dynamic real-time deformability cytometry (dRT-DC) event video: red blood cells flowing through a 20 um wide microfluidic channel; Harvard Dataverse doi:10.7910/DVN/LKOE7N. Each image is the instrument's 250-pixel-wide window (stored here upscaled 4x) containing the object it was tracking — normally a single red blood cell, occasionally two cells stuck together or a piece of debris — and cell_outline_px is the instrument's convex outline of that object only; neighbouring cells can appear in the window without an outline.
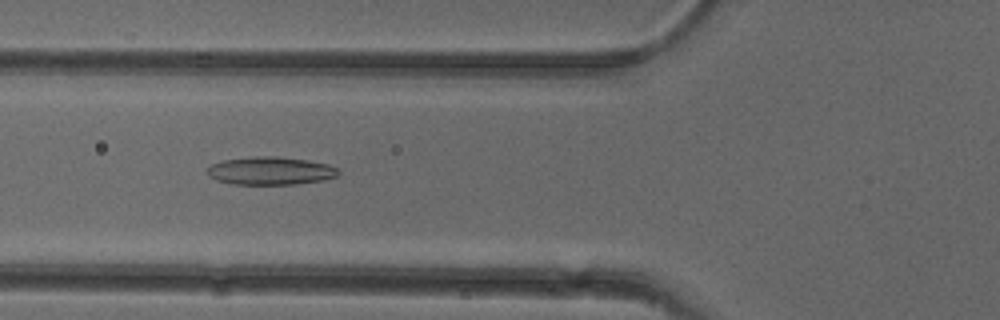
{"species": "common noctule bat (a hibernating species)", "species_latin": "Nyctalus noctula", "temperature_condition": "cold", "stored_images_in_passage": 42, "camera_frame_rate_fps": 3000, "um_per_image_px": 0.085, "animal": {"sex": "female"}, "frame": {"image": 1, "passage_image": 19, "time_ms": 6.0, "image_size_px": [1000, 320], "cell_outline_px": [[340, 172], [336, 176], [324, 180], [296, 184], [232, 184], [216, 180], [208, 176], [208, 168], [212, 164], [224, 160], [256, 156], [276, 156], [308, 160], [328, 164], [336, 168]], "centroid_in_image_um": [23.0, 14.52], "position_along_channel_um": 102.8, "area_um2": 21.33}}
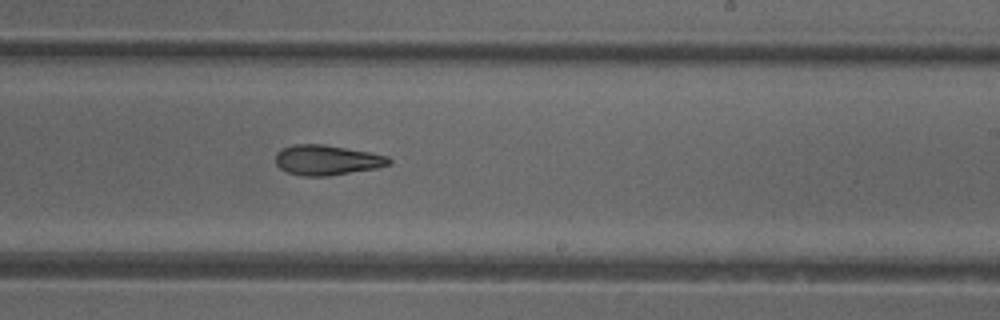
{"frame": {"image": 2, "passage_image": 31, "time_ms": 10.0, "image_size_px": [1000, 320], "cell_outline_px": [[392, 164], [376, 168], [328, 176], [304, 176], [288, 172], [280, 168], [276, 164], [276, 152], [292, 144], [324, 144], [368, 152], [388, 156], [392, 160]], "centroid_in_image_um": [27.79, 13.6], "position_along_channel_um": 261.2, "area_um2": 19.83}}
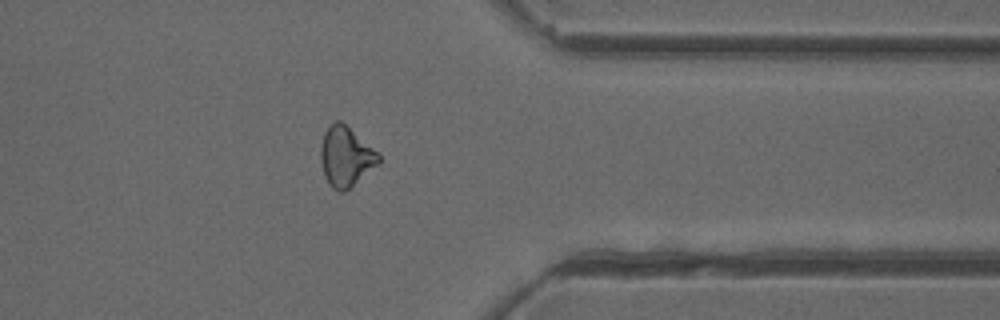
{"frame": {"image": 3, "passage_image": 41, "time_ms": 13.333, "image_size_px": [1000, 320], "cell_outline_px": [[380, 164], [352, 188], [344, 192], [340, 192], [332, 188], [328, 184], [324, 176], [320, 160], [320, 148], [324, 132], [328, 124], [336, 120], [340, 120], [372, 148], [380, 156]], "centroid_in_image_um": [29.37, 13.36], "position_along_channel_um": 382.0, "area_um2": 20.52}, "authors_computed_cell_mechanics": {"area_um2": 20.5479, "velocity_mm_per_s": 3.9515, "shape_relaxation_time_tau1_ms": null, "shape_relaxation_time_tau2_ms": 4.9082, "deformation_change_tau1": null, "deformation_change_tau2": 0.1516}}